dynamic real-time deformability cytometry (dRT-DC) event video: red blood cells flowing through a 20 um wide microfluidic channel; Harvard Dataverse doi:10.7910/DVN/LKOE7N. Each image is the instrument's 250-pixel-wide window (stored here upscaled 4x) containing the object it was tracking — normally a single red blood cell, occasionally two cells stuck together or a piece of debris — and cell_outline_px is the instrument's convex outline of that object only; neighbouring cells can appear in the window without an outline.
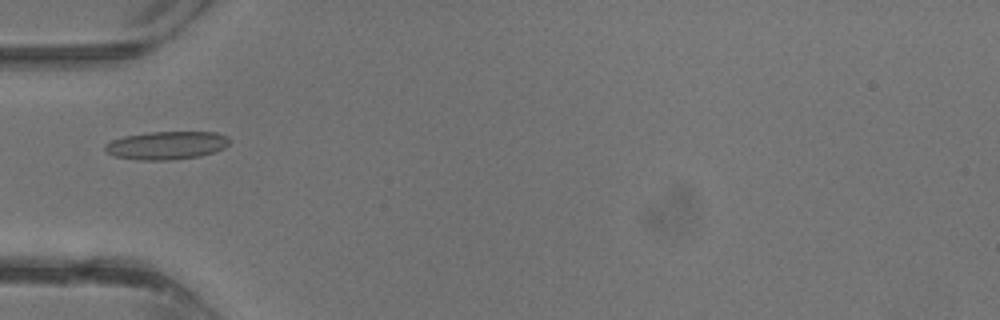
{"species": "common noctule bat (a hibernating species)", "species_latin": "Nyctalus noctula", "temperature_condition": "warm", "stored_images_in_passage": 24, "camera_frame_rate_fps": 3000, "um_per_image_px": 0.085, "animal": {"sex": "male", "body_mass_g": 13.3}, "frame": {"image": 1, "passage_image": 6, "time_ms": 1.667, "image_size_px": [1000, 320], "cell_outline_px": [[228, 144], [224, 148], [200, 156], [172, 160], [140, 160], [112, 156], [104, 148], [104, 144], [112, 140], [124, 136], [152, 132], [216, 132], [228, 136]], "centroid_in_image_um": [14.14, 12.36], "position_along_channel_um": 70.9, "area_um2": 20.35}}
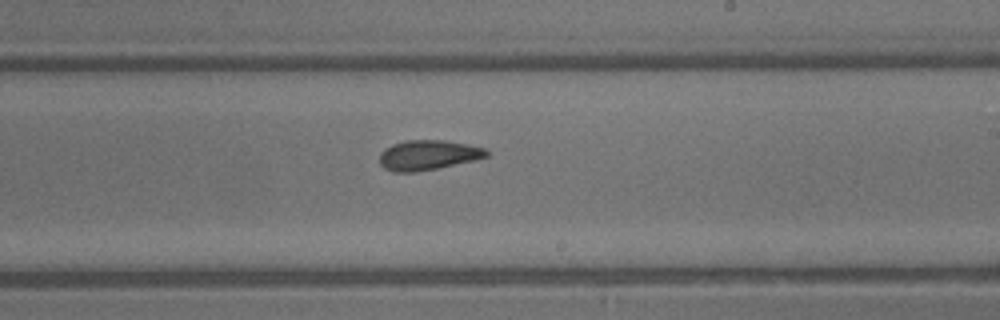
{"frame": {"image": 2, "passage_image": 16, "time_ms": 5.0, "image_size_px": [1000, 320], "cell_outline_px": [[488, 156], [476, 160], [416, 172], [392, 172], [384, 168], [380, 164], [380, 152], [384, 148], [392, 144], [404, 140], [444, 140], [484, 148], [488, 152]], "centroid_in_image_um": [36.34, 13.18], "position_along_channel_um": 252.7, "area_um2": 18.61}}
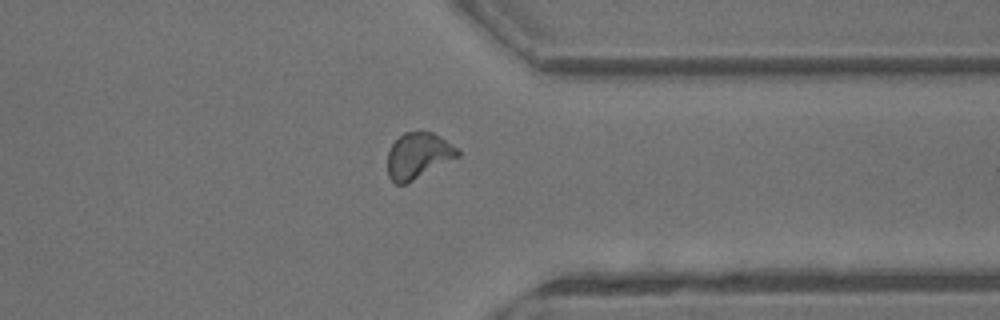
{"frame": {"image": 3, "passage_image": 23, "time_ms": 7.333, "image_size_px": [1000, 320], "cell_outline_px": [[460, 156], [404, 184], [396, 184], [388, 176], [388, 152], [392, 144], [404, 132], [432, 132], [452, 144], [460, 152]], "centroid_in_image_um": [35.54, 13.22], "position_along_channel_um": 375.9, "area_um2": 18.38}}